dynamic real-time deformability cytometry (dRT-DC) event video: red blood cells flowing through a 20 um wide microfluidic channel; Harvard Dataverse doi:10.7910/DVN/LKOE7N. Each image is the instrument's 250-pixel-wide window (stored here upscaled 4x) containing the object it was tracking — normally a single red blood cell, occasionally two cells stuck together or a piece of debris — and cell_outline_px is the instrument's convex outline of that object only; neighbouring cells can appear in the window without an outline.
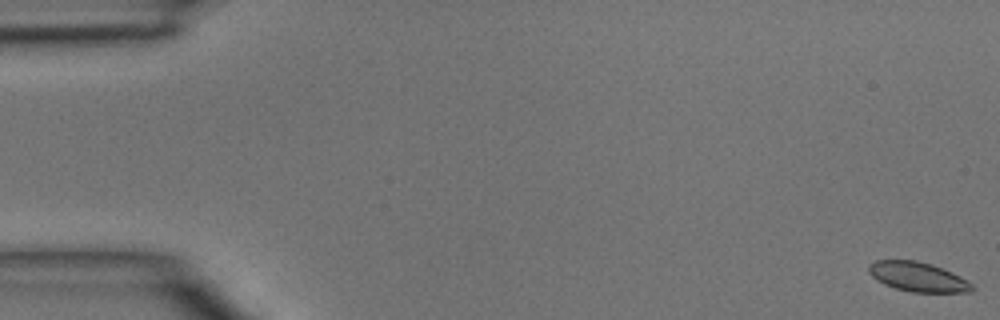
{"species": "common noctule bat (a hibernating species)", "species_latin": "Nyctalus noctula", "temperature_condition": "room temperature", "stored_images_in_passage": 49, "camera_frame_rate_fps": 3000, "um_per_image_px": 0.085, "animal": {"sex": "male", "body_mass_g": 15.6}, "frame": {"image": 1, "passage_image": 1, "time_ms": 0.0, "image_size_px": [1000, 320], "cell_outline_px": [[976, 288], [968, 292], [912, 292], [896, 288], [884, 284], [876, 280], [868, 272], [868, 264], [876, 260], [916, 260], [932, 264], [952, 272], [972, 284]], "centroid_in_image_um": [77.99, 23.52], "position_along_channel_um": 7.0, "area_um2": 17.74}}
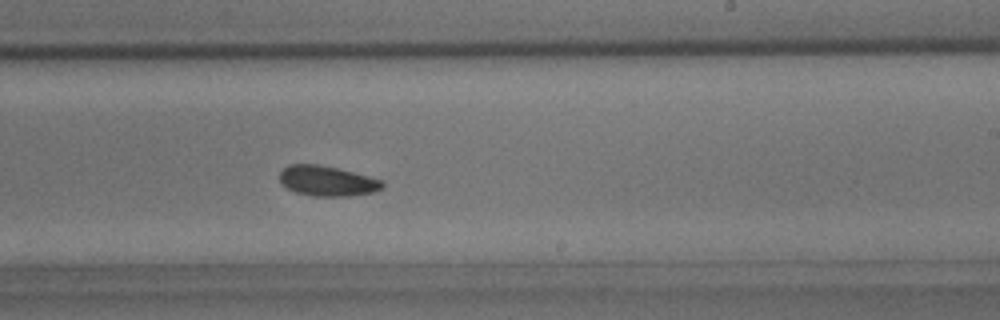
{"frame": {"image": 2, "passage_image": 29, "time_ms": 9.333, "image_size_px": [1000, 320], "cell_outline_px": [[384, 188], [376, 192], [352, 196], [312, 196], [296, 192], [280, 184], [280, 172], [288, 164], [316, 164], [336, 168], [384, 180]], "centroid_in_image_um": [27.84, 15.39], "position_along_channel_um": 261.2, "area_um2": 18.21}}
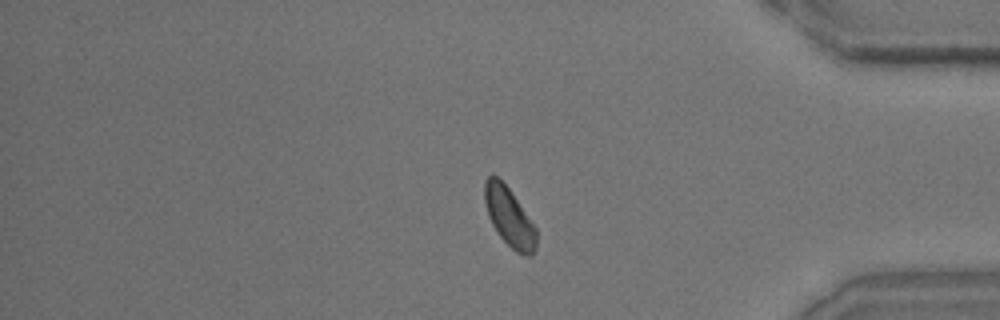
{"frame": {"image": 3, "passage_image": 40, "time_ms": 13.0, "image_size_px": [1000, 320], "cell_outline_px": [[536, 248], [532, 256], [524, 256], [516, 252], [496, 232], [488, 216], [484, 200], [484, 184], [488, 176], [496, 176], [508, 188], [536, 228]], "centroid_in_image_um": [43.28, 18.49], "position_along_channel_um": 391.9, "area_um2": 17.46}}